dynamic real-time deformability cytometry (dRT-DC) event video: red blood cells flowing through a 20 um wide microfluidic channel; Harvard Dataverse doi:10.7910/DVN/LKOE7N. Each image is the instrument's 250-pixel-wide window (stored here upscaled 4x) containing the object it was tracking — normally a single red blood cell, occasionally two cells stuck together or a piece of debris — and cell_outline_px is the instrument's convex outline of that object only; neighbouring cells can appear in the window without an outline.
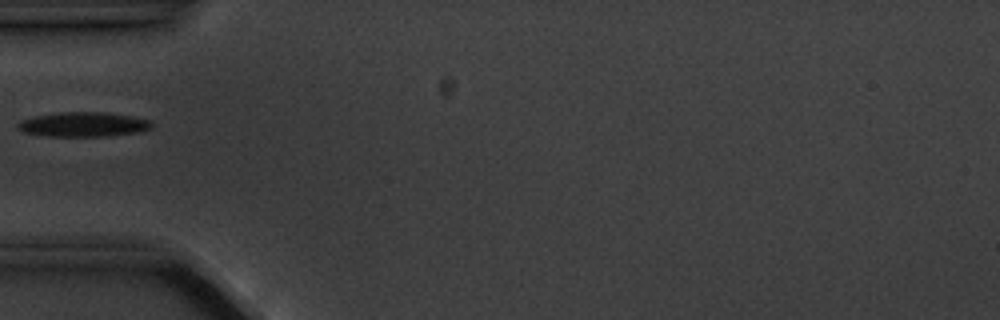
{"species": "common noctule bat (a hibernating species)", "species_latin": "Nyctalus noctula", "temperature_condition": "cold", "stored_images_in_passage": 1, "camera_frame_rate_fps": 3000, "um_per_image_px": 0.085, "animal": {"sex": "male", "body_mass_g": 20.1, "forearm_length_mm": 53.5}, "frame": {"image": 1, "passage_image": 1, "time_ms": 0.0, "image_size_px": [1000, 320], "cell_outline_px": [[152, 128], [136, 132], [108, 136], [48, 136], [24, 132], [16, 128], [16, 124], [20, 120], [36, 116], [60, 112], [100, 112], [132, 116], [152, 120]], "centroid_in_image_um": [7.07, 10.57], "position_along_channel_um": 77.9, "area_um2": 19.13}}